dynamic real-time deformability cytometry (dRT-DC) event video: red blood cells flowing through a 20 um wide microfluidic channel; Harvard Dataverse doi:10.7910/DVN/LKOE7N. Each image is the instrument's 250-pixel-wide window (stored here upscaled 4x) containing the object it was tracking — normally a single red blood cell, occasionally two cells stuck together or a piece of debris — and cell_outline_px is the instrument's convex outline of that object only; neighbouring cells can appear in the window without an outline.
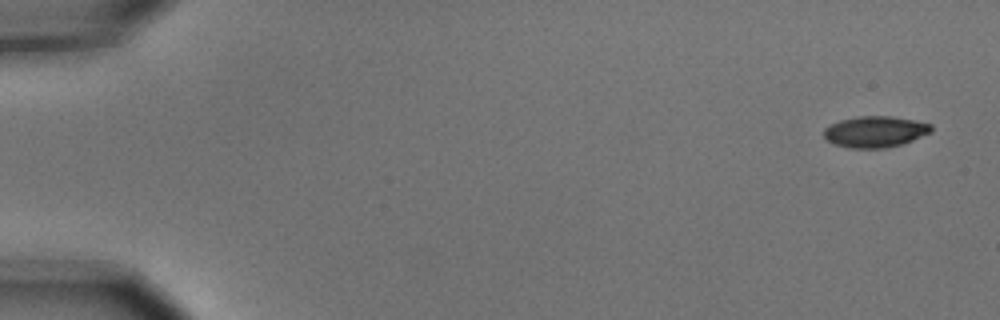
{"species": "common noctule bat (a hibernating species)", "species_latin": "Nyctalus noctula", "temperature_condition": "cold", "stored_images_in_passage": 5, "camera_frame_rate_fps": 3000, "um_per_image_px": 0.085, "animal": {"sex": "male", "body_mass_g": 15.6}, "frame": {"image": 1, "passage_image": 1, "time_ms": 0.0, "image_size_px": [1000, 320], "cell_outline_px": [[932, 132], [912, 140], [900, 144], [884, 148], [848, 148], [836, 144], [828, 140], [824, 136], [824, 128], [840, 120], [860, 116], [892, 116], [932, 124]], "centroid_in_image_um": [74.39, 11.19], "position_along_channel_um": 10.6, "area_um2": 19.31}}
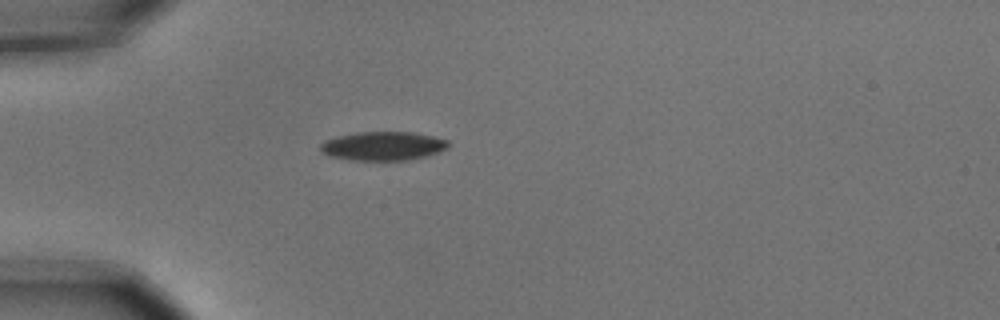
{"frame": {"image": 2, "passage_image": 5, "time_ms": 1.333, "image_size_px": [1000, 320], "cell_outline_px": [[448, 148], [440, 152], [428, 156], [408, 160], [352, 160], [328, 156], [320, 152], [320, 144], [324, 140], [356, 132], [412, 132], [432, 136], [448, 140]], "centroid_in_image_um": [32.55, 12.42], "position_along_channel_um": 52.4, "area_um2": 21.62}}